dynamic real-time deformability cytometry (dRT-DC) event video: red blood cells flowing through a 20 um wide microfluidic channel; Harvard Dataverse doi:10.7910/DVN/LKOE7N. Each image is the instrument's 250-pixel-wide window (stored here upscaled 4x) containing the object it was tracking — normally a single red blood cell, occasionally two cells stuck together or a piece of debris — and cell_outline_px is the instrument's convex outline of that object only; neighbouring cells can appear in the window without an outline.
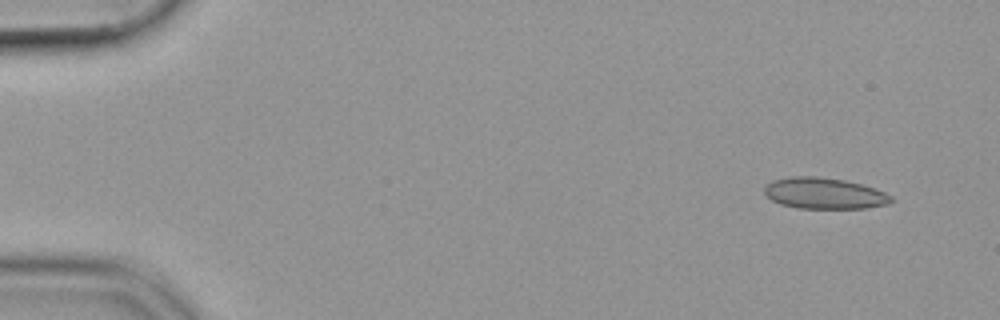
{"species": "common noctule bat (a hibernating species)", "species_latin": "Nyctalus noctula", "temperature_condition": "cold", "stored_images_in_passage": 51, "camera_frame_rate_fps": 3000, "um_per_image_px": 0.085, "animal": {"sex": "female", "body_mass_g": 19.9}, "frame": {"image": 1, "passage_image": 1, "time_ms": 0.0, "image_size_px": [1000, 320], "cell_outline_px": [[892, 200], [888, 204], [864, 208], [800, 208], [780, 204], [772, 200], [764, 192], [764, 188], [772, 180], [792, 176], [816, 176], [844, 180], [860, 184], [884, 192], [892, 196]], "centroid_in_image_um": [70.04, 16.43], "position_along_channel_um": 15.0, "area_um2": 22.77}}
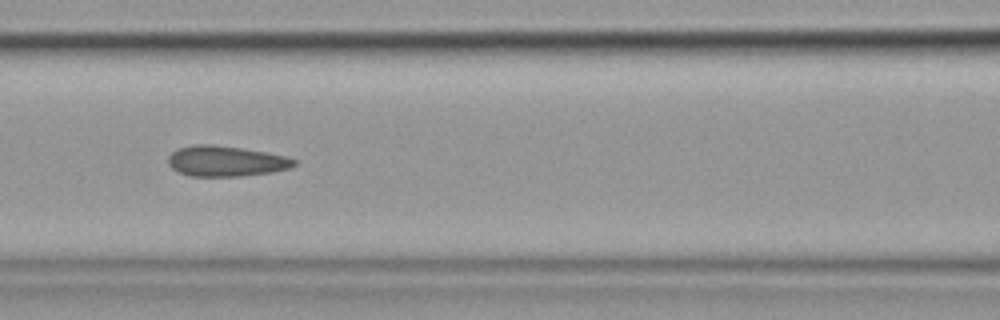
{"frame": {"image": 2, "passage_image": 21, "time_ms": 6.667, "image_size_px": [1000, 320], "cell_outline_px": [[296, 164], [288, 168], [272, 172], [240, 176], [192, 176], [180, 172], [172, 168], [168, 164], [168, 156], [176, 148], [196, 144], [212, 144], [244, 148], [284, 156], [296, 160]], "centroid_in_image_um": [19.16, 13.68], "position_along_channel_um": 147.4, "area_um2": 22.31}}
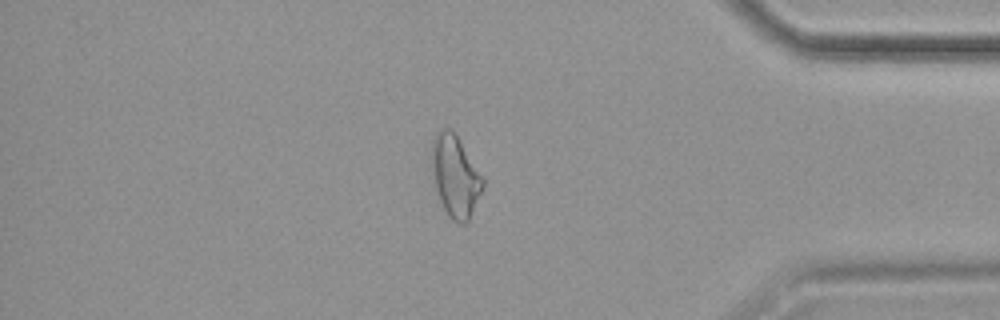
{"frame": {"image": 3, "passage_image": 43, "time_ms": 14.0, "image_size_px": [1000, 320], "cell_outline_px": [[484, 188], [468, 224], [460, 224], [452, 220], [448, 216], [440, 200], [436, 188], [432, 164], [432, 140], [436, 132], [444, 128], [452, 128], [484, 176]], "centroid_in_image_um": [38.74, 14.99], "position_along_channel_um": 396.5, "area_um2": 24.62}}